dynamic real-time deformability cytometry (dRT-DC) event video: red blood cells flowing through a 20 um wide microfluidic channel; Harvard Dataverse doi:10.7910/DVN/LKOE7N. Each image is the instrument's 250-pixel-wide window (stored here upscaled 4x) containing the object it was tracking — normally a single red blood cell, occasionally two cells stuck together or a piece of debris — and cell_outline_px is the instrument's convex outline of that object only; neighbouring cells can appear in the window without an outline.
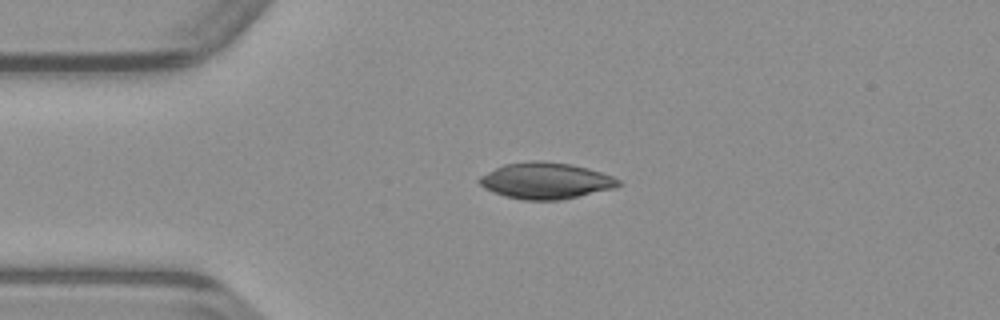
{"species": "common noctule bat (a hibernating species)", "species_latin": "Nyctalus noctula", "temperature_condition": "warm", "stored_images_in_passage": 39, "camera_frame_rate_fps": 3000, "um_per_image_px": 0.085, "animal": {"sex": "male", "body_mass_g": 23.1, "forearm_length_mm": 52.7}, "frame": {"image": 1, "passage_image": 1, "time_ms": 0.0, "image_size_px": [1000, 320], "cell_outline_px": [[624, 184], [616, 188], [580, 196], [560, 200], [524, 200], [504, 196], [484, 188], [476, 180], [480, 176], [504, 164], [532, 160], [540, 160], [572, 164], [588, 168], [612, 176], [620, 180]], "centroid_in_image_um": [46.41, 15.36], "position_along_channel_um": 38.6, "area_um2": 29.65}}
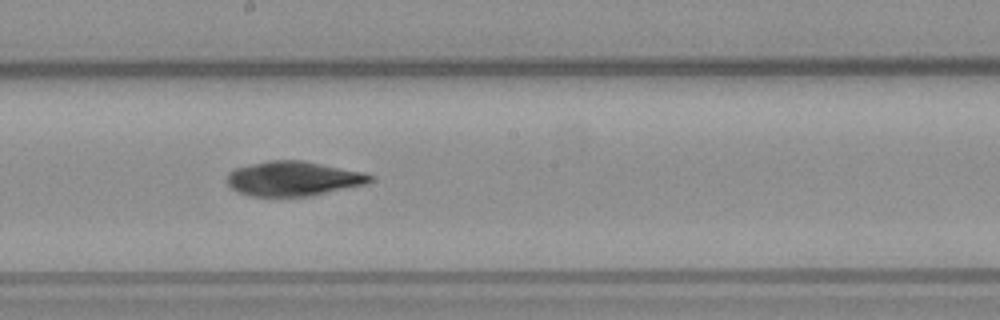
{"frame": {"image": 2, "passage_image": 16, "time_ms": 5.0, "image_size_px": [1000, 320], "cell_outline_px": [[376, 180], [368, 184], [312, 196], [248, 196], [232, 188], [224, 180], [228, 172], [236, 168], [268, 160], [304, 160], [364, 172], [376, 176]], "centroid_in_image_um": [24.99, 15.18], "position_along_channel_um": 223.2, "area_um2": 29.36}}
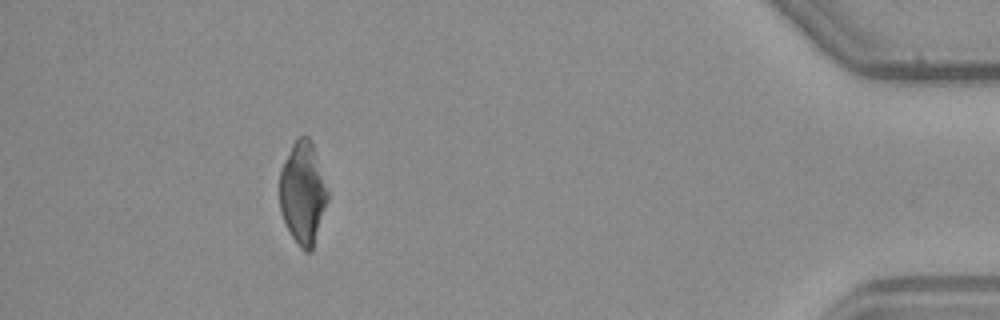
{"frame": {"image": 3, "passage_image": 34, "time_ms": 11.0, "image_size_px": [1000, 320], "cell_outline_px": [[328, 200], [312, 252], [304, 252], [300, 248], [292, 236], [280, 212], [280, 168], [296, 136], [308, 136], [312, 144], [328, 192]], "centroid_in_image_um": [25.73, 16.42], "position_along_channel_um": 409.5, "area_um2": 28.5}}